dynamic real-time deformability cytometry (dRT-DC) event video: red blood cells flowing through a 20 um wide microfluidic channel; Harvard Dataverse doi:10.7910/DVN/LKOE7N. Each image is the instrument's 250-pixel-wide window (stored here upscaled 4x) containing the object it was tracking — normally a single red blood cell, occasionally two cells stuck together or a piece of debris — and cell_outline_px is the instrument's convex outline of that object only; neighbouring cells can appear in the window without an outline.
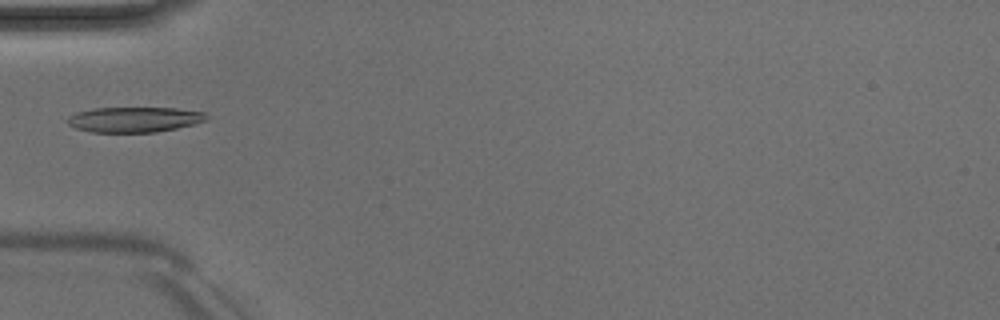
{"species": "Egyptian fruit bat (a non-hibernating species)", "species_latin": "Rousettus aegyptiacus", "temperature_condition": "room temperature", "stored_images_in_passage": 35, "camera_frame_rate_fps": 3000, "um_per_image_px": 0.085, "animal": {"sex": "male"}, "frame": {"image": 1, "passage_image": 1, "time_ms": 0.0, "image_size_px": [1000, 320], "cell_outline_px": [[208, 120], [196, 124], [156, 132], [92, 132], [76, 128], [68, 124], [68, 116], [76, 112], [92, 108], [176, 108], [204, 112], [208, 116]], "centroid_in_image_um": [11.44, 10.15], "position_along_channel_um": 73.6, "area_um2": 20.52}}